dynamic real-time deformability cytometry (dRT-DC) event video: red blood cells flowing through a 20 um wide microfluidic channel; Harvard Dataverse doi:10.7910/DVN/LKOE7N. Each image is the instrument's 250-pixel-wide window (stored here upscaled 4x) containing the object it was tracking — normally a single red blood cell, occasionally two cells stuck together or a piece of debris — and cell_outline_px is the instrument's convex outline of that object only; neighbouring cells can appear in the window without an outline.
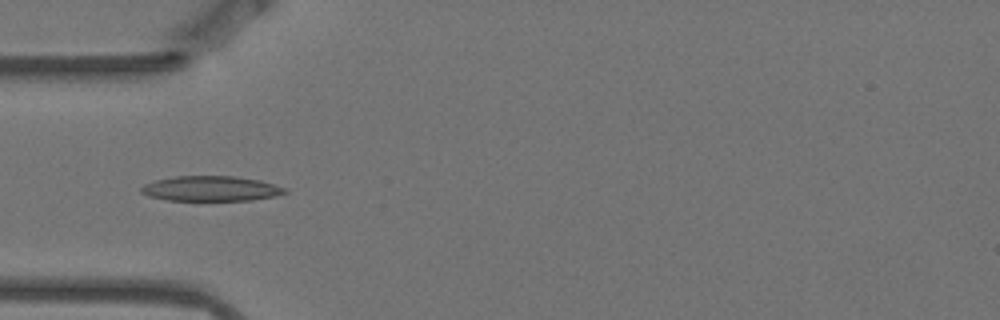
{"species": "Egyptian fruit bat (a non-hibernating species)", "species_latin": "Rousettus aegyptiacus", "temperature_condition": "warm", "stored_images_in_passage": 7, "camera_frame_rate_fps": 3000, "um_per_image_px": 0.085, "animal": {"sex": "female"}, "frame": {"image": 1, "passage_image": 4, "time_ms": 1.0, "image_size_px": [1000, 320], "cell_outline_px": [[288, 192], [276, 196], [252, 200], [168, 200], [148, 196], [140, 192], [140, 188], [144, 184], [156, 180], [176, 176], [232, 176], [260, 180], [288, 188]], "centroid_in_image_um": [17.95, 16.03], "position_along_channel_um": 67.0, "area_um2": 21.04}}
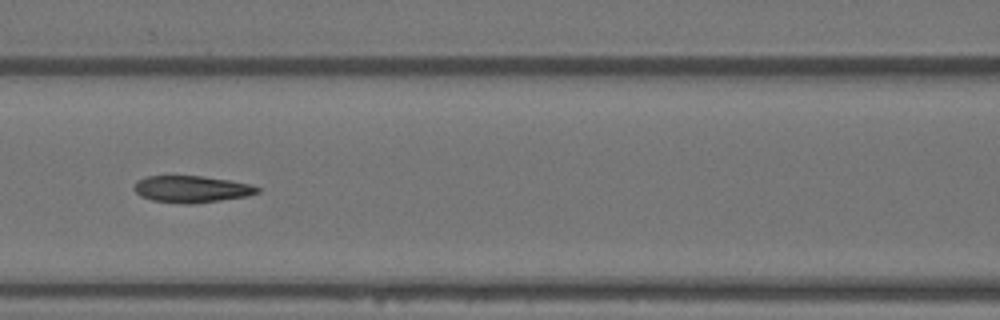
{"frame": {"image": 2, "passage_image": 6, "time_ms": 1.667, "image_size_px": [1000, 320], "cell_outline_px": [[260, 192], [248, 196], [192, 204], [184, 204], [152, 200], [140, 196], [132, 188], [136, 180], [148, 176], [204, 176], [252, 184], [260, 188]], "centroid_in_image_um": [16.28, 16.07], "position_along_channel_um": 150.3, "area_um2": 19.36}}
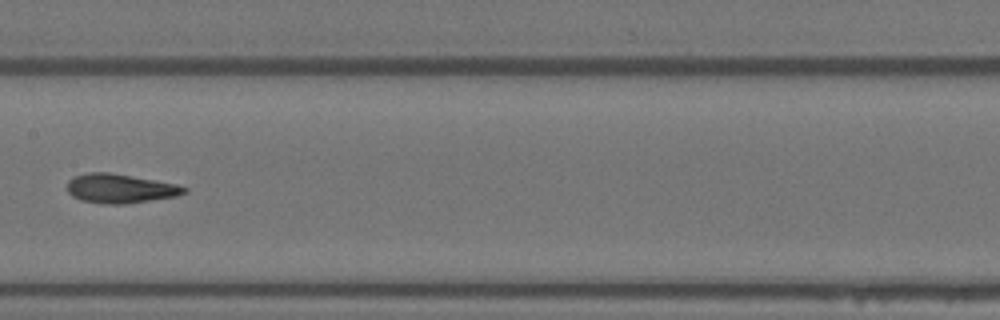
{"frame": {"image": 3, "passage_image": 7, "time_ms": 2.0, "image_size_px": [1000, 320], "cell_outline_px": [[188, 192], [176, 196], [124, 204], [104, 204], [80, 200], [72, 196], [68, 192], [68, 180], [72, 176], [88, 172], [108, 172], [176, 184], [188, 188]], "centroid_in_image_um": [10.18, 16.02], "position_along_channel_um": 197.2, "area_um2": 19.83}}